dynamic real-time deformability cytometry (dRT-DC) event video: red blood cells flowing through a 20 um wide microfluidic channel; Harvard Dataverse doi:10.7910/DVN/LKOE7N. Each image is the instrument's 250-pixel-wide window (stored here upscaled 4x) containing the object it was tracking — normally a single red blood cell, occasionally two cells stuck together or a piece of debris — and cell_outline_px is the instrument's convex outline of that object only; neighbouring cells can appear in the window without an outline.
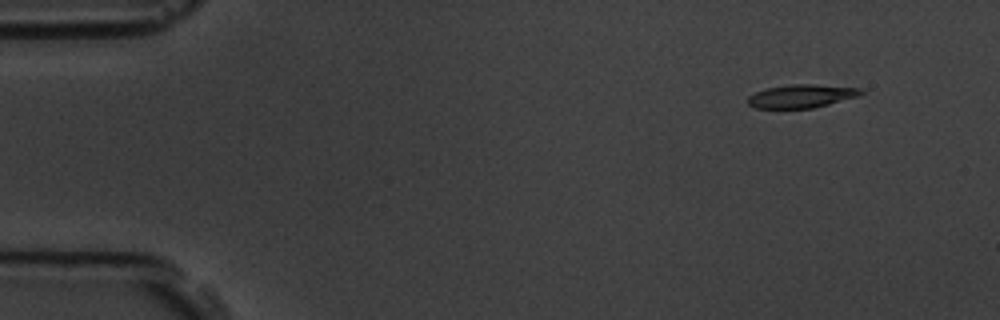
{"species": "common noctule bat (a hibernating species)", "species_latin": "Nyctalus noctula", "temperature_condition": "room temperature", "stored_images_in_passage": 6, "camera_frame_rate_fps": 3000, "um_per_image_px": 0.085, "animal": {"sex": "male", "body_mass_g": 19.5, "forearm_length_mm": 54.6}, "frame": {"image": 1, "passage_image": 2, "time_ms": 1.333, "image_size_px": [1000, 320], "cell_outline_px": [[864, 92], [860, 96], [812, 108], [756, 108], [748, 104], [748, 96], [756, 92], [768, 88], [792, 84], [812, 84], [860, 88]], "centroid_in_image_um": [68.14, 8.17], "position_along_channel_um": 16.9, "area_um2": 15.2}}